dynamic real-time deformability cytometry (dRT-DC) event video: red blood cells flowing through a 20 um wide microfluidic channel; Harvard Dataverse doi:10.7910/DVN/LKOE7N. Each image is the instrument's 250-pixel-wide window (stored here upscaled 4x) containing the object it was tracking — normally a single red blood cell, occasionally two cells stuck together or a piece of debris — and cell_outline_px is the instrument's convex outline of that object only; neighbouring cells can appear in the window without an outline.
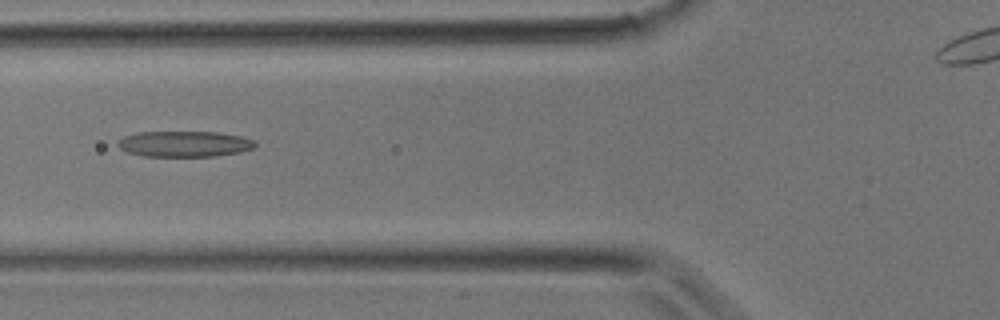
{"species": "common noctule bat (a hibernating species)", "species_latin": "Nyctalus noctula", "temperature_condition": "room temperature", "stored_images_in_passage": 29, "camera_frame_rate_fps": 3000, "um_per_image_px": 0.085, "animal": {"sex": "male", "body_mass_g": 17.9}, "frame": {"image": 1, "passage_image": 12, "time_ms": 3.667, "image_size_px": [1000, 320], "cell_outline_px": [[256, 144], [252, 148], [240, 152], [212, 156], [144, 156], [128, 152], [120, 148], [116, 144], [124, 136], [136, 132], [216, 132], [240, 136], [256, 140]], "centroid_in_image_um": [15.67, 12.23], "position_along_channel_um": 110.1, "area_um2": 20.52}}
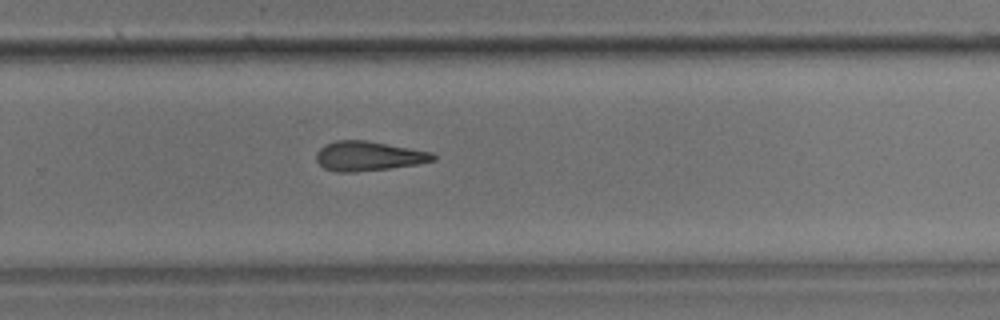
{"frame": {"image": 2, "passage_image": 21, "time_ms": 6.667, "image_size_px": [1000, 320], "cell_outline_px": [[436, 160], [416, 164], [388, 168], [356, 172], [336, 172], [324, 168], [316, 160], [316, 152], [324, 144], [336, 140], [364, 140], [432, 152], [436, 156]], "centroid_in_image_um": [31.28, 13.26], "position_along_channel_um": 298.5, "area_um2": 20.0}}
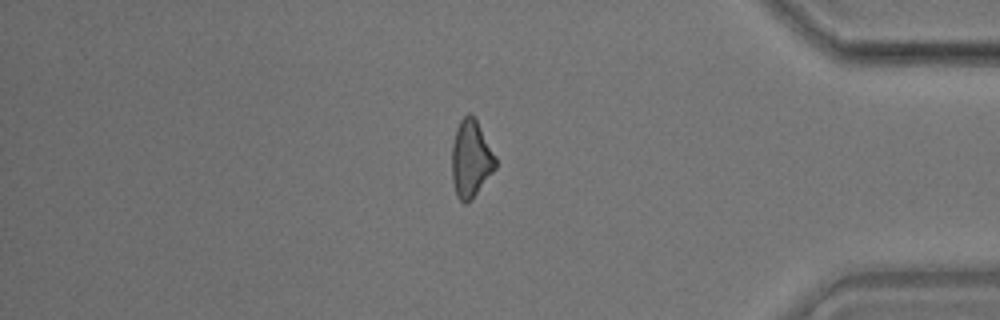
{"frame": {"image": 3, "passage_image": 27, "time_ms": 8.667, "image_size_px": [1000, 320], "cell_outline_px": [[496, 168], [472, 200], [464, 204], [456, 196], [452, 180], [452, 144], [456, 128], [460, 120], [468, 112], [476, 120], [496, 156]], "centroid_in_image_um": [40.02, 13.53], "position_along_channel_um": 395.2, "area_um2": 19.71}}